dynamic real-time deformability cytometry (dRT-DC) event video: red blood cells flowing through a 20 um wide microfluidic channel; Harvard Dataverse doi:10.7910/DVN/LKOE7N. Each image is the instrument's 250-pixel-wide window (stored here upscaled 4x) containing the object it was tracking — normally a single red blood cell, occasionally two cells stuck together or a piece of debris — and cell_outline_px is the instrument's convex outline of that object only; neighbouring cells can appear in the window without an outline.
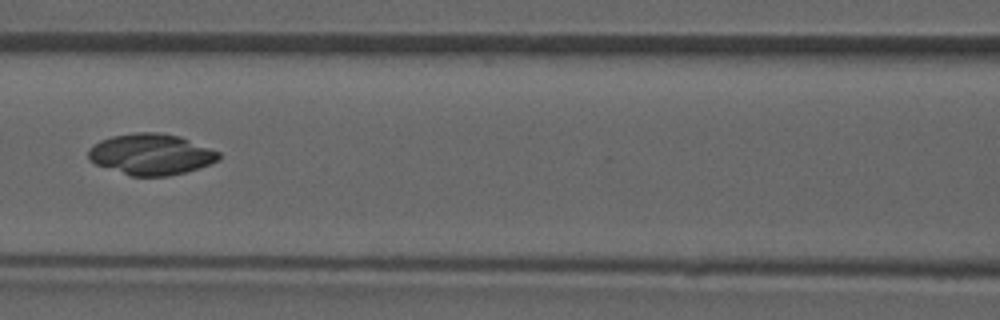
{"species": "common noctule bat (a hibernating species)", "species_latin": "Nyctalus noctula", "temperature_condition": "room temperature", "stored_images_in_passage": 5, "camera_frame_rate_fps": 3000, "um_per_image_px": 0.085, "animal": {"sex": "male", "forearm_length_mm": 52.5}, "frame": {"image": 1, "passage_image": 4, "time_ms": 3.667, "image_size_px": [1000, 320], "cell_outline_px": [[220, 160], [184, 172], [168, 176], [132, 176], [96, 164], [88, 160], [88, 148], [100, 140], [112, 136], [136, 132], [160, 132], [180, 136], [220, 152]], "centroid_in_image_um": [12.82, 13.1], "position_along_channel_um": 153.8, "area_um2": 31.1}}